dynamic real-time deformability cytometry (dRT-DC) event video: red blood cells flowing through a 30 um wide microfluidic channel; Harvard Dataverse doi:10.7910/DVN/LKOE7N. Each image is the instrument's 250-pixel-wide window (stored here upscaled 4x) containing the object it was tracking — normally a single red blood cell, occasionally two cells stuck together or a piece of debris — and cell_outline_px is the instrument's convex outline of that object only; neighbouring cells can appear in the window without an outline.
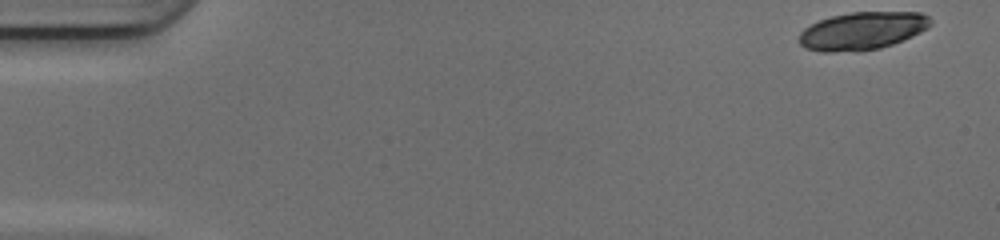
{"species": "common noctule bat (a hibernating species)", "species_latin": "Nyctalus noctula", "temperature_condition": "cold", "stored_images_in_passage": 48, "camera_frame_rate_fps": 3000, "um_per_image_px": 0.085, "animal": {"sex": "female", "body_mass_g": 17.0, "forearm_length_mm": 48.0}, "frame": {"image": 1, "passage_image": 1, "time_ms": 0.0, "image_size_px": [1000, 240], "cell_outline_px": [[932, 24], [928, 28], [912, 36], [892, 44], [880, 48], [832, 52], [820, 52], [804, 48], [796, 40], [800, 32], [804, 28], [820, 20], [832, 16], [852, 12], [920, 12], [928, 16], [932, 20]], "centroid_in_image_um": [73.27, 2.62], "position_along_channel_um": 11.7, "area_um2": 28.9}}
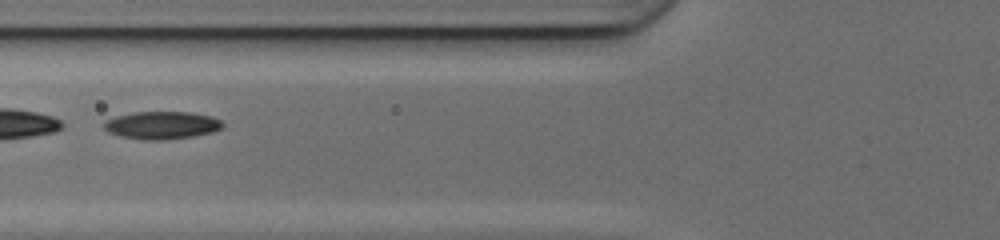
{"frame": {"image": 2, "passage_image": 19, "time_ms": 6.0, "image_size_px": [1000, 240], "cell_outline_px": [[224, 124], [220, 128], [212, 132], [192, 136], [164, 140], [140, 140], [120, 136], [108, 132], [104, 128], [104, 120], [116, 116], [136, 112], [188, 112], [212, 116], [220, 120]], "centroid_in_image_um": [13.72, 10.65], "position_along_channel_um": 112.1, "area_um2": 19.13}}
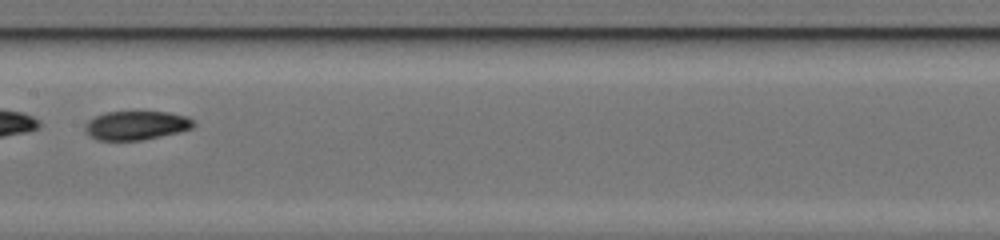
{"frame": {"image": 3, "passage_image": 25, "time_ms": 8.0, "image_size_px": [1000, 240], "cell_outline_px": [[196, 124], [192, 128], [180, 132], [140, 140], [96, 140], [84, 132], [84, 124], [88, 120], [96, 116], [108, 112], [168, 112], [188, 116], [196, 120]], "centroid_in_image_um": [11.6, 10.66], "position_along_channel_um": 195.8, "area_um2": 18.44}, "authors_computed_cell_mechanics": {"area_um2": 28.9578, "velocity_mm_per_s": 4.1798, "shape_relaxation_time_tau1_ms": 10.8588, "shape_relaxation_time_tau2_ms": 3.2945, "deformation_change_tau1": 0.2624, "deformation_change_tau2": 0.0769}}